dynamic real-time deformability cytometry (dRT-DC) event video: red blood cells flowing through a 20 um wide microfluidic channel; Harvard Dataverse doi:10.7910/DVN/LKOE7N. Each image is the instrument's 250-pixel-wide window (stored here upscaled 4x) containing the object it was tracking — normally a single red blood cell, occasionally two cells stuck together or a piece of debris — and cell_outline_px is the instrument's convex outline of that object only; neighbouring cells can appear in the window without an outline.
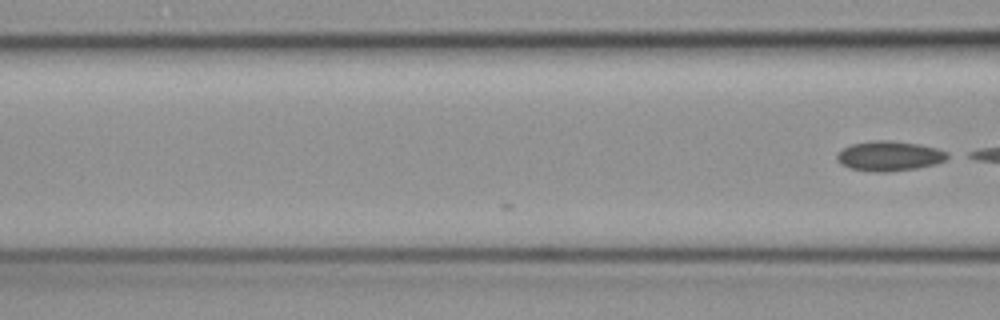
{"species": "common noctule bat (a hibernating species)", "species_latin": "Nyctalus noctula", "temperature_condition": "cold", "stored_images_in_passage": 3, "camera_frame_rate_fps": 3000, "um_per_image_px": 0.085, "animal": {"sex": "female", "body_mass_g": 19.3, "forearm_length_mm": 54.1}, "frame": {"image": 1, "passage_image": 3, "time_ms": 0.667, "image_size_px": [1000, 320], "cell_outline_px": [[952, 156], [936, 164], [916, 168], [888, 172], [872, 172], [848, 168], [840, 164], [836, 160], [836, 156], [844, 148], [852, 144], [876, 140], [888, 140], [920, 144], [936, 148], [948, 152]], "centroid_in_image_um": [75.6, 13.27], "position_along_channel_um": 91.0, "area_um2": 19.36}}